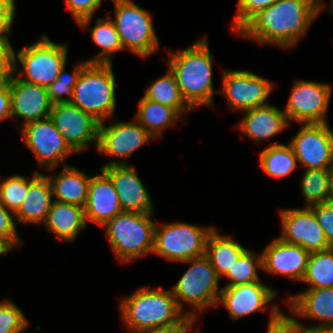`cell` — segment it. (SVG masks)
Instances as JSON below:
<instances>
[{
  "instance_id": "cell-1",
  "label": "cell",
  "mask_w": 333,
  "mask_h": 333,
  "mask_svg": "<svg viewBox=\"0 0 333 333\" xmlns=\"http://www.w3.org/2000/svg\"><path fill=\"white\" fill-rule=\"evenodd\" d=\"M318 16L309 0H277L260 10L239 31L261 44L294 46Z\"/></svg>"
},
{
  "instance_id": "cell-2",
  "label": "cell",
  "mask_w": 333,
  "mask_h": 333,
  "mask_svg": "<svg viewBox=\"0 0 333 333\" xmlns=\"http://www.w3.org/2000/svg\"><path fill=\"white\" fill-rule=\"evenodd\" d=\"M166 61L185 101L194 109L213 107L212 58L206 37Z\"/></svg>"
},
{
  "instance_id": "cell-3",
  "label": "cell",
  "mask_w": 333,
  "mask_h": 333,
  "mask_svg": "<svg viewBox=\"0 0 333 333\" xmlns=\"http://www.w3.org/2000/svg\"><path fill=\"white\" fill-rule=\"evenodd\" d=\"M123 323L129 333L179 323L186 315L196 318L192 311L183 313L172 290L141 288L121 298L119 305Z\"/></svg>"
},
{
  "instance_id": "cell-4",
  "label": "cell",
  "mask_w": 333,
  "mask_h": 333,
  "mask_svg": "<svg viewBox=\"0 0 333 333\" xmlns=\"http://www.w3.org/2000/svg\"><path fill=\"white\" fill-rule=\"evenodd\" d=\"M153 213L123 211L105 225L106 237L120 262H130L154 250Z\"/></svg>"
},
{
  "instance_id": "cell-5",
  "label": "cell",
  "mask_w": 333,
  "mask_h": 333,
  "mask_svg": "<svg viewBox=\"0 0 333 333\" xmlns=\"http://www.w3.org/2000/svg\"><path fill=\"white\" fill-rule=\"evenodd\" d=\"M115 77L112 63H87L73 88L71 104L100 123L115 110Z\"/></svg>"
},
{
  "instance_id": "cell-6",
  "label": "cell",
  "mask_w": 333,
  "mask_h": 333,
  "mask_svg": "<svg viewBox=\"0 0 333 333\" xmlns=\"http://www.w3.org/2000/svg\"><path fill=\"white\" fill-rule=\"evenodd\" d=\"M185 262H190L191 266L172 288L179 308L183 311L186 302L198 311L205 310L209 306L217 307L222 291V288H218L221 278L209 258L203 255L183 261Z\"/></svg>"
},
{
  "instance_id": "cell-7",
  "label": "cell",
  "mask_w": 333,
  "mask_h": 333,
  "mask_svg": "<svg viewBox=\"0 0 333 333\" xmlns=\"http://www.w3.org/2000/svg\"><path fill=\"white\" fill-rule=\"evenodd\" d=\"M116 20L113 21L124 49L147 57L159 48L153 18L131 0H113Z\"/></svg>"
},
{
  "instance_id": "cell-8",
  "label": "cell",
  "mask_w": 333,
  "mask_h": 333,
  "mask_svg": "<svg viewBox=\"0 0 333 333\" xmlns=\"http://www.w3.org/2000/svg\"><path fill=\"white\" fill-rule=\"evenodd\" d=\"M67 53V44L51 42L47 35H43L42 39L15 54V72L18 71L17 58L25 73V78H18L47 88L66 65Z\"/></svg>"
},
{
  "instance_id": "cell-9",
  "label": "cell",
  "mask_w": 333,
  "mask_h": 333,
  "mask_svg": "<svg viewBox=\"0 0 333 333\" xmlns=\"http://www.w3.org/2000/svg\"><path fill=\"white\" fill-rule=\"evenodd\" d=\"M155 226L154 250L166 260L183 262L205 255L206 240L213 227L173 222ZM162 226V227H161Z\"/></svg>"
},
{
  "instance_id": "cell-10",
  "label": "cell",
  "mask_w": 333,
  "mask_h": 333,
  "mask_svg": "<svg viewBox=\"0 0 333 333\" xmlns=\"http://www.w3.org/2000/svg\"><path fill=\"white\" fill-rule=\"evenodd\" d=\"M22 137L40 166L55 169L71 153H76L60 134L50 117L26 123Z\"/></svg>"
},
{
  "instance_id": "cell-11",
  "label": "cell",
  "mask_w": 333,
  "mask_h": 333,
  "mask_svg": "<svg viewBox=\"0 0 333 333\" xmlns=\"http://www.w3.org/2000/svg\"><path fill=\"white\" fill-rule=\"evenodd\" d=\"M331 91V85L327 83L296 80L284 109L288 121L327 123L325 115Z\"/></svg>"
},
{
  "instance_id": "cell-12",
  "label": "cell",
  "mask_w": 333,
  "mask_h": 333,
  "mask_svg": "<svg viewBox=\"0 0 333 333\" xmlns=\"http://www.w3.org/2000/svg\"><path fill=\"white\" fill-rule=\"evenodd\" d=\"M289 144L297 161L306 169L330 170L333 167V131L327 123L302 124Z\"/></svg>"
},
{
  "instance_id": "cell-13",
  "label": "cell",
  "mask_w": 333,
  "mask_h": 333,
  "mask_svg": "<svg viewBox=\"0 0 333 333\" xmlns=\"http://www.w3.org/2000/svg\"><path fill=\"white\" fill-rule=\"evenodd\" d=\"M49 117L76 153L93 141L97 147L100 122L78 106L71 103L53 104Z\"/></svg>"
},
{
  "instance_id": "cell-14",
  "label": "cell",
  "mask_w": 333,
  "mask_h": 333,
  "mask_svg": "<svg viewBox=\"0 0 333 333\" xmlns=\"http://www.w3.org/2000/svg\"><path fill=\"white\" fill-rule=\"evenodd\" d=\"M222 75V91L231 108L245 111L268 104L272 82L248 71L224 70Z\"/></svg>"
},
{
  "instance_id": "cell-15",
  "label": "cell",
  "mask_w": 333,
  "mask_h": 333,
  "mask_svg": "<svg viewBox=\"0 0 333 333\" xmlns=\"http://www.w3.org/2000/svg\"><path fill=\"white\" fill-rule=\"evenodd\" d=\"M280 216L283 229L278 238L281 241L299 245L309 253L330 248L311 208L284 209L280 211Z\"/></svg>"
},
{
  "instance_id": "cell-16",
  "label": "cell",
  "mask_w": 333,
  "mask_h": 333,
  "mask_svg": "<svg viewBox=\"0 0 333 333\" xmlns=\"http://www.w3.org/2000/svg\"><path fill=\"white\" fill-rule=\"evenodd\" d=\"M111 179L122 211L153 213L150 195L137 172L125 161H111L101 168Z\"/></svg>"
},
{
  "instance_id": "cell-17",
  "label": "cell",
  "mask_w": 333,
  "mask_h": 333,
  "mask_svg": "<svg viewBox=\"0 0 333 333\" xmlns=\"http://www.w3.org/2000/svg\"><path fill=\"white\" fill-rule=\"evenodd\" d=\"M117 122L99 125L97 151L111 157L125 159L145 145L153 136L139 122Z\"/></svg>"
},
{
  "instance_id": "cell-18",
  "label": "cell",
  "mask_w": 333,
  "mask_h": 333,
  "mask_svg": "<svg viewBox=\"0 0 333 333\" xmlns=\"http://www.w3.org/2000/svg\"><path fill=\"white\" fill-rule=\"evenodd\" d=\"M11 118L24 119V124L48 118L52 109L47 88L21 80L17 75L11 78Z\"/></svg>"
},
{
  "instance_id": "cell-19",
  "label": "cell",
  "mask_w": 333,
  "mask_h": 333,
  "mask_svg": "<svg viewBox=\"0 0 333 333\" xmlns=\"http://www.w3.org/2000/svg\"><path fill=\"white\" fill-rule=\"evenodd\" d=\"M309 255L303 247L275 238L262 252V269L302 281Z\"/></svg>"
},
{
  "instance_id": "cell-20",
  "label": "cell",
  "mask_w": 333,
  "mask_h": 333,
  "mask_svg": "<svg viewBox=\"0 0 333 333\" xmlns=\"http://www.w3.org/2000/svg\"><path fill=\"white\" fill-rule=\"evenodd\" d=\"M276 295L275 290L263 285L260 281L223 287L217 306L221 302L229 311L232 320H236L254 311L264 310V306Z\"/></svg>"
},
{
  "instance_id": "cell-21",
  "label": "cell",
  "mask_w": 333,
  "mask_h": 333,
  "mask_svg": "<svg viewBox=\"0 0 333 333\" xmlns=\"http://www.w3.org/2000/svg\"><path fill=\"white\" fill-rule=\"evenodd\" d=\"M123 212L114 185L101 169L100 175L91 177L87 201L84 206L85 220L104 226L110 219Z\"/></svg>"
},
{
  "instance_id": "cell-22",
  "label": "cell",
  "mask_w": 333,
  "mask_h": 333,
  "mask_svg": "<svg viewBox=\"0 0 333 333\" xmlns=\"http://www.w3.org/2000/svg\"><path fill=\"white\" fill-rule=\"evenodd\" d=\"M290 309L295 316L320 320L319 325L333 328V287L311 288L288 298Z\"/></svg>"
},
{
  "instance_id": "cell-23",
  "label": "cell",
  "mask_w": 333,
  "mask_h": 333,
  "mask_svg": "<svg viewBox=\"0 0 333 333\" xmlns=\"http://www.w3.org/2000/svg\"><path fill=\"white\" fill-rule=\"evenodd\" d=\"M245 113L237 128L257 142L270 139L289 125L284 111L269 104L245 110Z\"/></svg>"
},
{
  "instance_id": "cell-24",
  "label": "cell",
  "mask_w": 333,
  "mask_h": 333,
  "mask_svg": "<svg viewBox=\"0 0 333 333\" xmlns=\"http://www.w3.org/2000/svg\"><path fill=\"white\" fill-rule=\"evenodd\" d=\"M52 196V186L47 175L35 171L29 180L26 197L14 213L16 220L20 223H44L53 203Z\"/></svg>"
},
{
  "instance_id": "cell-25",
  "label": "cell",
  "mask_w": 333,
  "mask_h": 333,
  "mask_svg": "<svg viewBox=\"0 0 333 333\" xmlns=\"http://www.w3.org/2000/svg\"><path fill=\"white\" fill-rule=\"evenodd\" d=\"M43 224L48 231L56 234L58 239L67 242H73L87 225L83 207L55 200Z\"/></svg>"
},
{
  "instance_id": "cell-26",
  "label": "cell",
  "mask_w": 333,
  "mask_h": 333,
  "mask_svg": "<svg viewBox=\"0 0 333 333\" xmlns=\"http://www.w3.org/2000/svg\"><path fill=\"white\" fill-rule=\"evenodd\" d=\"M63 166V171L57 176L47 175L55 201L75 204L84 208L91 176L67 164Z\"/></svg>"
},
{
  "instance_id": "cell-27",
  "label": "cell",
  "mask_w": 333,
  "mask_h": 333,
  "mask_svg": "<svg viewBox=\"0 0 333 333\" xmlns=\"http://www.w3.org/2000/svg\"><path fill=\"white\" fill-rule=\"evenodd\" d=\"M247 250L238 242L227 236H222L213 229L206 240L205 255L222 278L235 264L238 258Z\"/></svg>"
},
{
  "instance_id": "cell-28",
  "label": "cell",
  "mask_w": 333,
  "mask_h": 333,
  "mask_svg": "<svg viewBox=\"0 0 333 333\" xmlns=\"http://www.w3.org/2000/svg\"><path fill=\"white\" fill-rule=\"evenodd\" d=\"M181 115L172 107L146 99L144 96L138 103L136 120L153 137L160 138L162 130L174 125Z\"/></svg>"
},
{
  "instance_id": "cell-29",
  "label": "cell",
  "mask_w": 333,
  "mask_h": 333,
  "mask_svg": "<svg viewBox=\"0 0 333 333\" xmlns=\"http://www.w3.org/2000/svg\"><path fill=\"white\" fill-rule=\"evenodd\" d=\"M144 97L153 102L168 105L180 115L183 112L189 113L193 109L183 98L175 76L170 69L165 76L155 80L147 88Z\"/></svg>"
},
{
  "instance_id": "cell-30",
  "label": "cell",
  "mask_w": 333,
  "mask_h": 333,
  "mask_svg": "<svg viewBox=\"0 0 333 333\" xmlns=\"http://www.w3.org/2000/svg\"><path fill=\"white\" fill-rule=\"evenodd\" d=\"M260 167L264 173L273 177H284L297 166V158L290 144L277 142L260 152Z\"/></svg>"
},
{
  "instance_id": "cell-31",
  "label": "cell",
  "mask_w": 333,
  "mask_h": 333,
  "mask_svg": "<svg viewBox=\"0 0 333 333\" xmlns=\"http://www.w3.org/2000/svg\"><path fill=\"white\" fill-rule=\"evenodd\" d=\"M302 281L308 289L333 287V248L310 253Z\"/></svg>"
},
{
  "instance_id": "cell-32",
  "label": "cell",
  "mask_w": 333,
  "mask_h": 333,
  "mask_svg": "<svg viewBox=\"0 0 333 333\" xmlns=\"http://www.w3.org/2000/svg\"><path fill=\"white\" fill-rule=\"evenodd\" d=\"M91 38L102 50L100 55L87 60L88 63H112V53L123 50L115 24L109 19H97V24L91 30Z\"/></svg>"
},
{
  "instance_id": "cell-33",
  "label": "cell",
  "mask_w": 333,
  "mask_h": 333,
  "mask_svg": "<svg viewBox=\"0 0 333 333\" xmlns=\"http://www.w3.org/2000/svg\"><path fill=\"white\" fill-rule=\"evenodd\" d=\"M330 170L306 169L301 182V190L307 207L325 203L329 191Z\"/></svg>"
},
{
  "instance_id": "cell-34",
  "label": "cell",
  "mask_w": 333,
  "mask_h": 333,
  "mask_svg": "<svg viewBox=\"0 0 333 333\" xmlns=\"http://www.w3.org/2000/svg\"><path fill=\"white\" fill-rule=\"evenodd\" d=\"M257 267H263L262 253L256 257L254 252L247 249L224 275L231 281L225 287L260 281Z\"/></svg>"
},
{
  "instance_id": "cell-35",
  "label": "cell",
  "mask_w": 333,
  "mask_h": 333,
  "mask_svg": "<svg viewBox=\"0 0 333 333\" xmlns=\"http://www.w3.org/2000/svg\"><path fill=\"white\" fill-rule=\"evenodd\" d=\"M88 61L79 62L71 74L65 72V66L60 70L57 79L47 87L50 102L52 104L70 103L73 96V88L76 85L83 67ZM63 94L67 95L66 98Z\"/></svg>"
},
{
  "instance_id": "cell-36",
  "label": "cell",
  "mask_w": 333,
  "mask_h": 333,
  "mask_svg": "<svg viewBox=\"0 0 333 333\" xmlns=\"http://www.w3.org/2000/svg\"><path fill=\"white\" fill-rule=\"evenodd\" d=\"M29 181L20 175L9 176L0 183V203L15 213L25 199Z\"/></svg>"
},
{
  "instance_id": "cell-37",
  "label": "cell",
  "mask_w": 333,
  "mask_h": 333,
  "mask_svg": "<svg viewBox=\"0 0 333 333\" xmlns=\"http://www.w3.org/2000/svg\"><path fill=\"white\" fill-rule=\"evenodd\" d=\"M28 320L19 307L10 300L0 303V333H25Z\"/></svg>"
},
{
  "instance_id": "cell-38",
  "label": "cell",
  "mask_w": 333,
  "mask_h": 333,
  "mask_svg": "<svg viewBox=\"0 0 333 333\" xmlns=\"http://www.w3.org/2000/svg\"><path fill=\"white\" fill-rule=\"evenodd\" d=\"M277 0H238L237 14L234 17L233 29L239 31L260 10L273 5Z\"/></svg>"
},
{
  "instance_id": "cell-39",
  "label": "cell",
  "mask_w": 333,
  "mask_h": 333,
  "mask_svg": "<svg viewBox=\"0 0 333 333\" xmlns=\"http://www.w3.org/2000/svg\"><path fill=\"white\" fill-rule=\"evenodd\" d=\"M77 23L89 27L94 12L100 7L102 0H65Z\"/></svg>"
},
{
  "instance_id": "cell-40",
  "label": "cell",
  "mask_w": 333,
  "mask_h": 333,
  "mask_svg": "<svg viewBox=\"0 0 333 333\" xmlns=\"http://www.w3.org/2000/svg\"><path fill=\"white\" fill-rule=\"evenodd\" d=\"M301 323L282 313L279 306L272 305L267 333H300Z\"/></svg>"
},
{
  "instance_id": "cell-41",
  "label": "cell",
  "mask_w": 333,
  "mask_h": 333,
  "mask_svg": "<svg viewBox=\"0 0 333 333\" xmlns=\"http://www.w3.org/2000/svg\"><path fill=\"white\" fill-rule=\"evenodd\" d=\"M324 231L326 240L330 246L333 248V204L321 203L310 207Z\"/></svg>"
},
{
  "instance_id": "cell-42",
  "label": "cell",
  "mask_w": 333,
  "mask_h": 333,
  "mask_svg": "<svg viewBox=\"0 0 333 333\" xmlns=\"http://www.w3.org/2000/svg\"><path fill=\"white\" fill-rule=\"evenodd\" d=\"M0 203V237L6 239L13 247L21 244V239L16 231V224L13 221L15 217L13 212H9Z\"/></svg>"
},
{
  "instance_id": "cell-43",
  "label": "cell",
  "mask_w": 333,
  "mask_h": 333,
  "mask_svg": "<svg viewBox=\"0 0 333 333\" xmlns=\"http://www.w3.org/2000/svg\"><path fill=\"white\" fill-rule=\"evenodd\" d=\"M15 73V52L7 36H0V75Z\"/></svg>"
},
{
  "instance_id": "cell-44",
  "label": "cell",
  "mask_w": 333,
  "mask_h": 333,
  "mask_svg": "<svg viewBox=\"0 0 333 333\" xmlns=\"http://www.w3.org/2000/svg\"><path fill=\"white\" fill-rule=\"evenodd\" d=\"M15 0H0V36H7L15 18Z\"/></svg>"
},
{
  "instance_id": "cell-45",
  "label": "cell",
  "mask_w": 333,
  "mask_h": 333,
  "mask_svg": "<svg viewBox=\"0 0 333 333\" xmlns=\"http://www.w3.org/2000/svg\"><path fill=\"white\" fill-rule=\"evenodd\" d=\"M197 319L186 315L179 323L163 327L147 328L135 333H189Z\"/></svg>"
},
{
  "instance_id": "cell-46",
  "label": "cell",
  "mask_w": 333,
  "mask_h": 333,
  "mask_svg": "<svg viewBox=\"0 0 333 333\" xmlns=\"http://www.w3.org/2000/svg\"><path fill=\"white\" fill-rule=\"evenodd\" d=\"M11 118V93L8 86L0 91V121Z\"/></svg>"
},
{
  "instance_id": "cell-47",
  "label": "cell",
  "mask_w": 333,
  "mask_h": 333,
  "mask_svg": "<svg viewBox=\"0 0 333 333\" xmlns=\"http://www.w3.org/2000/svg\"><path fill=\"white\" fill-rule=\"evenodd\" d=\"M301 326L300 333H333V328H322V327H309V328H304L303 325Z\"/></svg>"
},
{
  "instance_id": "cell-48",
  "label": "cell",
  "mask_w": 333,
  "mask_h": 333,
  "mask_svg": "<svg viewBox=\"0 0 333 333\" xmlns=\"http://www.w3.org/2000/svg\"><path fill=\"white\" fill-rule=\"evenodd\" d=\"M326 203L333 204V167L330 169L329 191Z\"/></svg>"
},
{
  "instance_id": "cell-49",
  "label": "cell",
  "mask_w": 333,
  "mask_h": 333,
  "mask_svg": "<svg viewBox=\"0 0 333 333\" xmlns=\"http://www.w3.org/2000/svg\"><path fill=\"white\" fill-rule=\"evenodd\" d=\"M14 247L4 238L0 237V255L9 252Z\"/></svg>"
},
{
  "instance_id": "cell-50",
  "label": "cell",
  "mask_w": 333,
  "mask_h": 333,
  "mask_svg": "<svg viewBox=\"0 0 333 333\" xmlns=\"http://www.w3.org/2000/svg\"><path fill=\"white\" fill-rule=\"evenodd\" d=\"M12 77L13 75H0V91L5 90L9 86Z\"/></svg>"
},
{
  "instance_id": "cell-51",
  "label": "cell",
  "mask_w": 333,
  "mask_h": 333,
  "mask_svg": "<svg viewBox=\"0 0 333 333\" xmlns=\"http://www.w3.org/2000/svg\"><path fill=\"white\" fill-rule=\"evenodd\" d=\"M310 3L318 10V14L320 13L321 10H323L324 5L323 3L321 4L322 0H309Z\"/></svg>"
},
{
  "instance_id": "cell-52",
  "label": "cell",
  "mask_w": 333,
  "mask_h": 333,
  "mask_svg": "<svg viewBox=\"0 0 333 333\" xmlns=\"http://www.w3.org/2000/svg\"><path fill=\"white\" fill-rule=\"evenodd\" d=\"M331 3H332V4H331L330 6H332V7L330 8V9H331L330 12L333 13V0L331 1Z\"/></svg>"
}]
</instances>
